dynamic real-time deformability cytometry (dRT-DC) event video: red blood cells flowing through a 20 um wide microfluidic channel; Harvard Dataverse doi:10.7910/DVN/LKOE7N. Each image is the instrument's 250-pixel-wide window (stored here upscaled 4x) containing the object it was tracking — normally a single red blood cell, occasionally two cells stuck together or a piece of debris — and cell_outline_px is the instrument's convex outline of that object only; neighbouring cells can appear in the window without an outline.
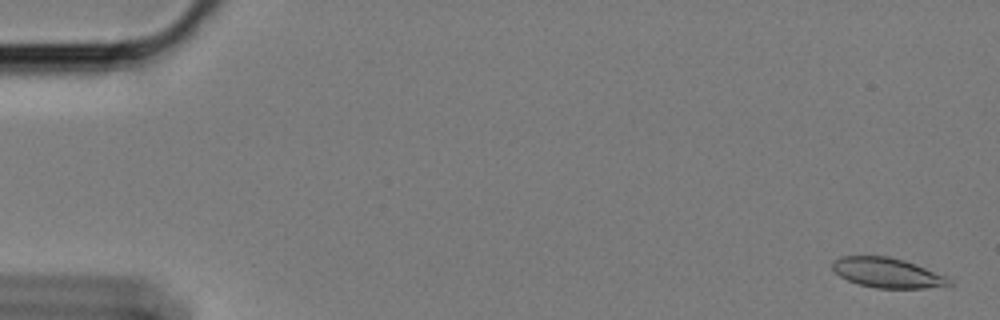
{"species": "Egyptian fruit bat (a non-hibernating species)", "species_latin": "Rousettus aegyptiacus", "temperature_condition": "cold", "stored_images_in_passage": 60, "camera_frame_rate_fps": 3000, "um_per_image_px": 0.085, "animal": {"sex": "female"}, "frame": {"image": 1, "passage_image": 2, "time_ms": 0.333, "image_size_px": [1000, 320], "cell_outline_px": [[952, 284], [948, 288], [876, 288], [860, 284], [848, 280], [840, 276], [832, 268], [832, 260], [840, 256], [888, 256], [904, 260], [944, 276], [952, 280]], "centroid_in_image_um": [75.44, 23.2], "position_along_channel_um": 9.6, "area_um2": 20.35}}
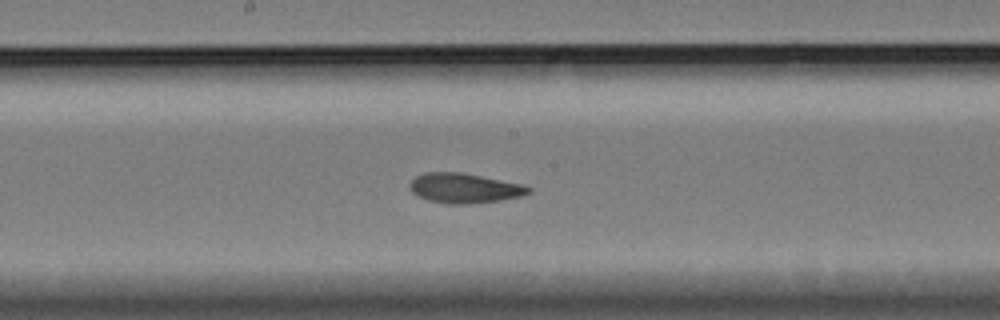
{"frame": {"image": 2, "passage_image": 32, "time_ms": 10.333, "image_size_px": [1000, 320], "cell_outline_px": [[532, 192], [520, 196], [496, 200], [468, 204], [444, 204], [428, 200], [416, 196], [412, 192], [408, 184], [416, 176], [424, 172], [460, 172], [520, 184], [532, 188]], "centroid_in_image_um": [39.4, 15.99], "position_along_channel_um": 208.8, "area_um2": 20.46}}
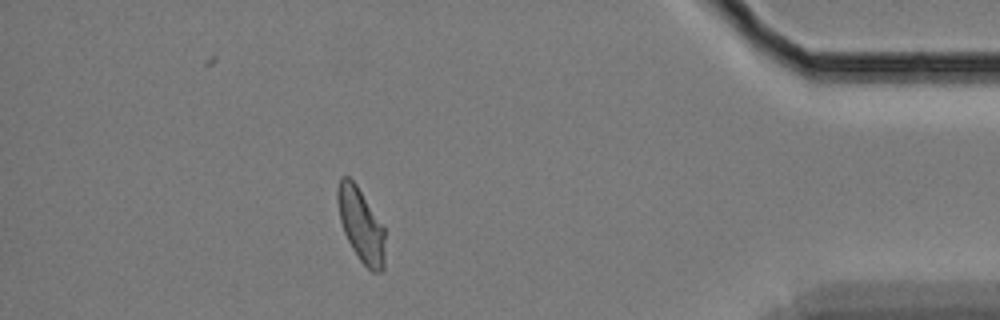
{"frame": {"image": 3, "passage_image": 53, "time_ms": 17.333, "image_size_px": [1000, 320], "cell_outline_px": [[384, 268], [380, 272], [372, 272], [360, 260], [352, 248], [344, 232], [340, 220], [336, 200], [336, 188], [340, 176], [348, 176], [356, 184], [384, 228]], "centroid_in_image_um": [30.65, 19.1], "position_along_channel_um": 404.6, "area_um2": 20.23}, "authors_computed_cell_mechanics": {"area_um2": 20.7213, "velocity_mm_per_s": 3.3755, "shape_relaxation_time_tau1_ms": null, "shape_relaxation_time_tau2_ms": 2.3837, "deformation_change_tau1": null, "deformation_change_tau2": 0.0726}}